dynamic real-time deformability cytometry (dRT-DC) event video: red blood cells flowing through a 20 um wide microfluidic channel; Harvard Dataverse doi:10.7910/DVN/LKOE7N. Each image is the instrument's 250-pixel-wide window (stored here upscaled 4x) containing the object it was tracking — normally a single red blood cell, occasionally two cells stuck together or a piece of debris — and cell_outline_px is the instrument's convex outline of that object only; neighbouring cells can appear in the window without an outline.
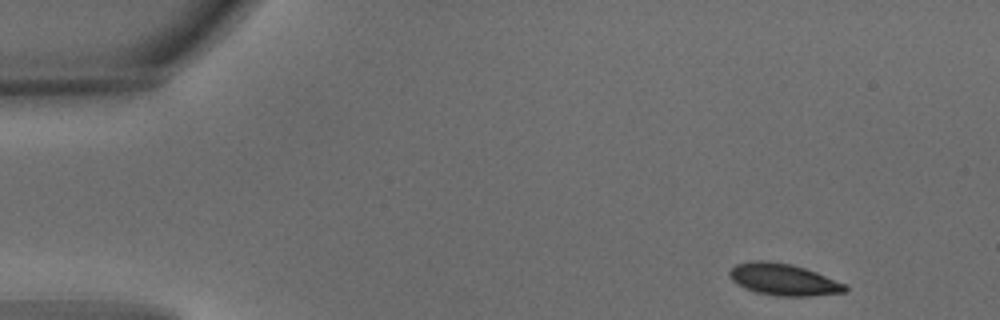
{"species": "common noctule bat (a hibernating species)", "species_latin": "Nyctalus noctula", "temperature_condition": "warm", "stored_images_in_passage": 3, "camera_frame_rate_fps": 3000, "um_per_image_px": 0.085, "animal": {"sex": "male", "body_mass_g": 15.6}, "frame": {"image": 1, "passage_image": 1, "time_ms": 0.0, "image_size_px": [1000, 320], "cell_outline_px": [[848, 292], [808, 296], [776, 296], [756, 292], [744, 288], [732, 280], [728, 276], [728, 272], [736, 264], [752, 260], [768, 260], [792, 264], [816, 272], [844, 284], [848, 288]], "centroid_in_image_um": [66.56, 23.75], "position_along_channel_um": 18.4, "area_um2": 21.44}}